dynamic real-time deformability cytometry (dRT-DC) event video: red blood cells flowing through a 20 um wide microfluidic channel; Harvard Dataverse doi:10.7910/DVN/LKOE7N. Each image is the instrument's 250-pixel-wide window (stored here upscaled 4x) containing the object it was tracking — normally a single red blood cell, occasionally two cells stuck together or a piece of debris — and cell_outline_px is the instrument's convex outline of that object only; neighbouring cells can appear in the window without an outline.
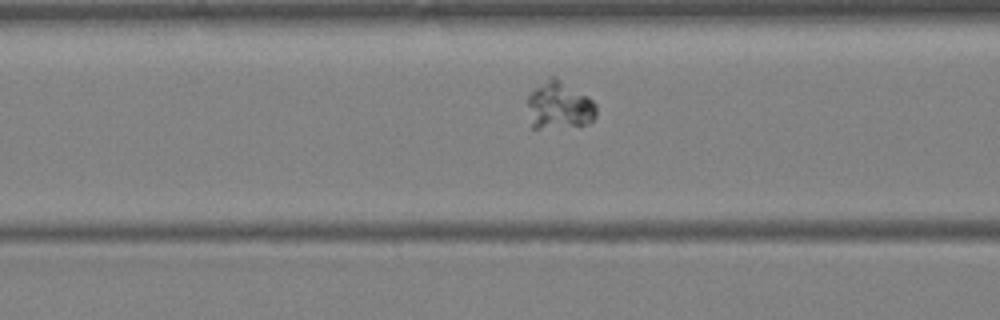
{"species": "Egyptian fruit bat (a non-hibernating species)", "species_latin": "Rousettus aegyptiacus", "temperature_condition": "warm", "stored_images_in_passage": 13, "camera_frame_rate_fps": 3000, "um_per_image_px": 0.085, "animal": {"sex": "female"}, "frame": {"image": 1, "passage_image": 11, "time_ms": 3.333, "image_size_px": [1000, 320], "cell_outline_px": [[596, 116], [588, 124], [580, 128], [532, 128], [528, 104], [528, 96], [536, 88], [552, 76], [556, 76], [588, 96], [596, 104]], "centroid_in_image_um": [47.59, 9.01], "position_along_channel_um": 119.0, "area_um2": 19.31}}